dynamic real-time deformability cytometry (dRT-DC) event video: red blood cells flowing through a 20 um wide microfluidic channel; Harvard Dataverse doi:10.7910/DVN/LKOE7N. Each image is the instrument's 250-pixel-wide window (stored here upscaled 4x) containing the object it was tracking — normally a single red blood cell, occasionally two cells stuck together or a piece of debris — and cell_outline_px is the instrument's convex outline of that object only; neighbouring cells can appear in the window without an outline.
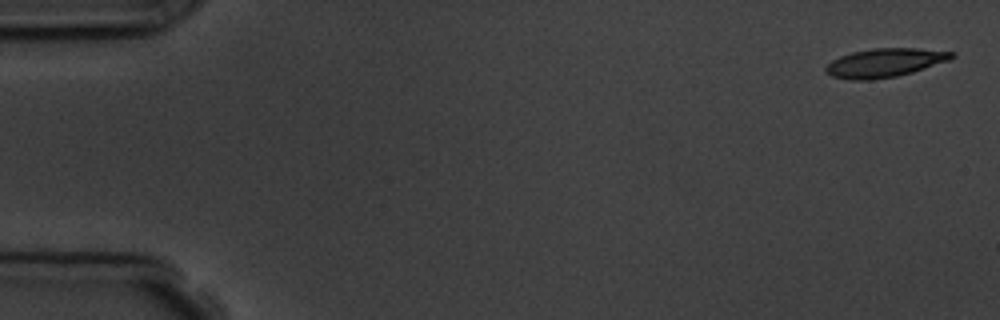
{"species": "common noctule bat (a hibernating species)", "species_latin": "Nyctalus noctula", "temperature_condition": "room temperature", "stored_images_in_passage": 4, "camera_frame_rate_fps": 3000, "um_per_image_px": 0.085, "animal": {"sex": "male", "body_mass_g": 19.5, "forearm_length_mm": 54.6}, "frame": {"image": 1, "passage_image": 1, "time_ms": 0.0, "image_size_px": [1000, 320], "cell_outline_px": [[956, 56], [948, 60], [912, 72], [896, 76], [868, 80], [848, 80], [832, 76], [824, 68], [832, 60], [840, 56], [852, 52], [872, 48], [916, 48], [956, 52]], "centroid_in_image_um": [75.2, 5.33], "position_along_channel_um": 9.8, "area_um2": 20.92}}
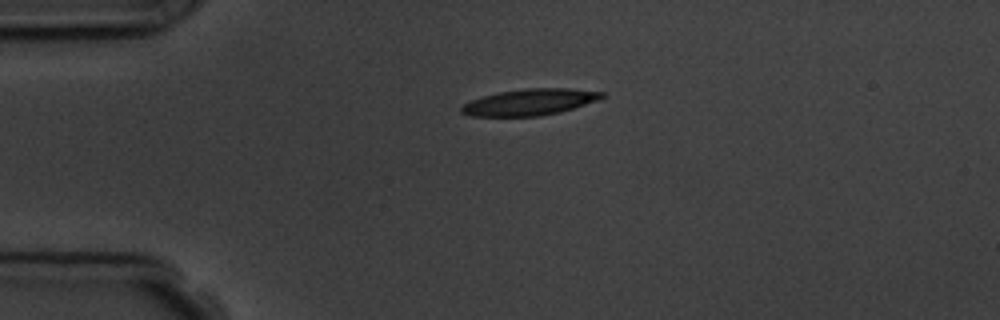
{"frame": {"image": 2, "passage_image": 4, "time_ms": 3.667, "image_size_px": [1000, 320], "cell_outline_px": [[608, 96], [560, 112], [540, 116], [468, 116], [460, 112], [460, 108], [464, 104], [472, 100], [484, 96], [500, 92], [524, 88], [568, 88], [604, 92]], "centroid_in_image_um": [45.03, 8.68], "position_along_channel_um": 40.0, "area_um2": 21.44}}